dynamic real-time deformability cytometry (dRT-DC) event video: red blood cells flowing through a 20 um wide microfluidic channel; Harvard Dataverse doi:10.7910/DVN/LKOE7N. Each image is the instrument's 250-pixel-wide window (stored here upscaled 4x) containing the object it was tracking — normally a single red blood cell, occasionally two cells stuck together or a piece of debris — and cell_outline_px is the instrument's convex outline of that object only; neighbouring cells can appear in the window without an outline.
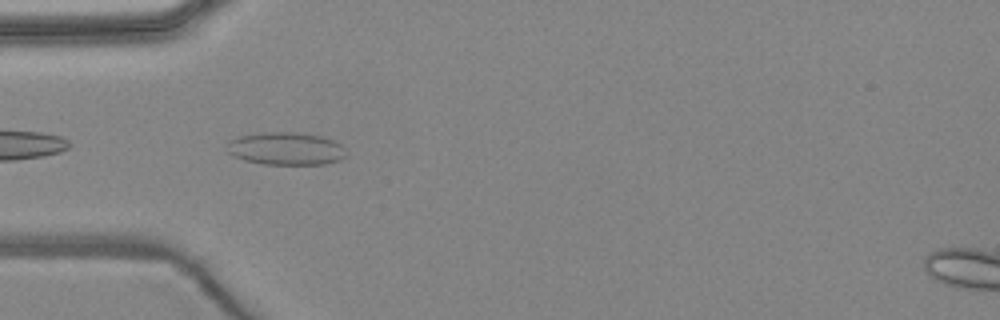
{"species": "common noctule bat (a hibernating species)", "species_latin": "Nyctalus noctula", "temperature_condition": "warm", "stored_images_in_passage": 5, "camera_frame_rate_fps": 3000, "um_per_image_px": 0.085, "animal": {"sex": "female", "body_mass_g": 24.6, "forearm_length_mm": 56.2}, "frame": {"image": 1, "passage_image": 4, "time_ms": 4.667, "image_size_px": [1000, 320], "cell_outline_px": [[348, 152], [340, 160], [324, 164], [264, 164], [244, 160], [232, 156], [224, 148], [228, 140], [240, 136], [264, 132], [296, 132], [320, 136], [332, 140], [340, 144]], "centroid_in_image_um": [24.26, 12.63], "position_along_channel_um": 60.7, "area_um2": 22.89}}